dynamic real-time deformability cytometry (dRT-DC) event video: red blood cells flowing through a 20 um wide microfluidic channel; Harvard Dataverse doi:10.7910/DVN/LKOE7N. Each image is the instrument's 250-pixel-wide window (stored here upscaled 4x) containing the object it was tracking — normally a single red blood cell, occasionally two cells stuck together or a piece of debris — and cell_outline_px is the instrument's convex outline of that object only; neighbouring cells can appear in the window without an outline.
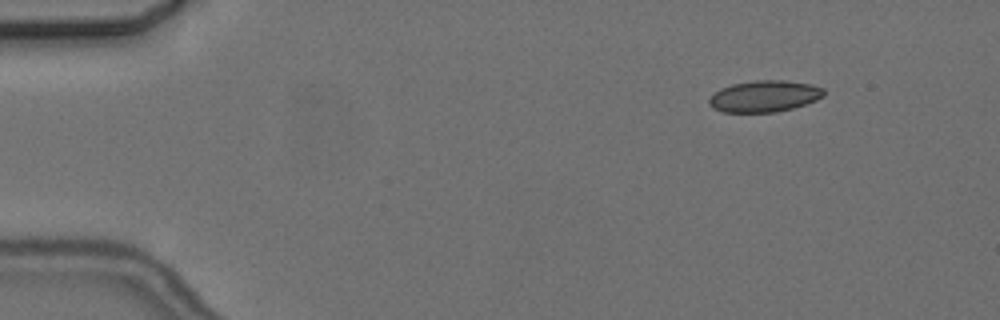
{"species": "common noctule bat (a hibernating species)", "species_latin": "Nyctalus noctula", "temperature_condition": "cold", "stored_images_in_passage": 5, "camera_frame_rate_fps": 3000, "um_per_image_px": 0.085, "animal": {"sex": "female", "body_mass_g": 24.6, "forearm_length_mm": 56.2}, "frame": {"image": 1, "passage_image": 1, "time_ms": 0.0, "image_size_px": [1000, 320], "cell_outline_px": [[824, 96], [816, 100], [792, 108], [776, 112], [724, 112], [712, 108], [708, 104], [708, 100], [720, 88], [732, 84], [756, 80], [784, 80], [812, 84], [824, 88]], "centroid_in_image_um": [64.97, 8.17], "position_along_channel_um": 20.0, "area_um2": 21.04}}